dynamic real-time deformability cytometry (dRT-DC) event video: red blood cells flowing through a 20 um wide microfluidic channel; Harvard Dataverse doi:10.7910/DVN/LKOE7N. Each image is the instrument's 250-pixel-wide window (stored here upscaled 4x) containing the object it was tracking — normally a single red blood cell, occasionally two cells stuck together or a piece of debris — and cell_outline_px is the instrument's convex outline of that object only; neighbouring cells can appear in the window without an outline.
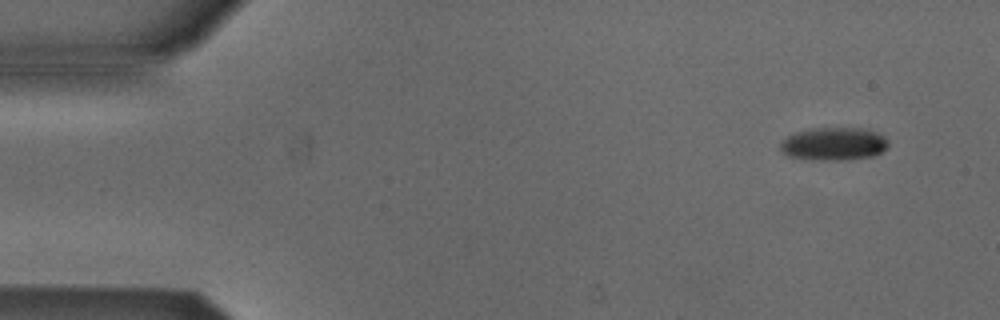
{"species": "Egyptian fruit bat (a non-hibernating species)", "species_latin": "Rousettus aegyptiacus", "temperature_condition": "cold", "stored_images_in_passage": 2, "camera_frame_rate_fps": 3000, "um_per_image_px": 0.085, "animal": {"sex": "male"}, "frame": {"image": 1, "passage_image": 2, "time_ms": 1.333, "image_size_px": [1000, 320], "cell_outline_px": [[888, 148], [872, 156], [844, 160], [812, 160], [788, 156], [780, 148], [780, 144], [788, 136], [796, 132], [812, 128], [860, 128], [876, 132], [884, 136], [888, 140]], "centroid_in_image_um": [70.89, 12.23], "position_along_channel_um": 14.1, "area_um2": 20.69}}